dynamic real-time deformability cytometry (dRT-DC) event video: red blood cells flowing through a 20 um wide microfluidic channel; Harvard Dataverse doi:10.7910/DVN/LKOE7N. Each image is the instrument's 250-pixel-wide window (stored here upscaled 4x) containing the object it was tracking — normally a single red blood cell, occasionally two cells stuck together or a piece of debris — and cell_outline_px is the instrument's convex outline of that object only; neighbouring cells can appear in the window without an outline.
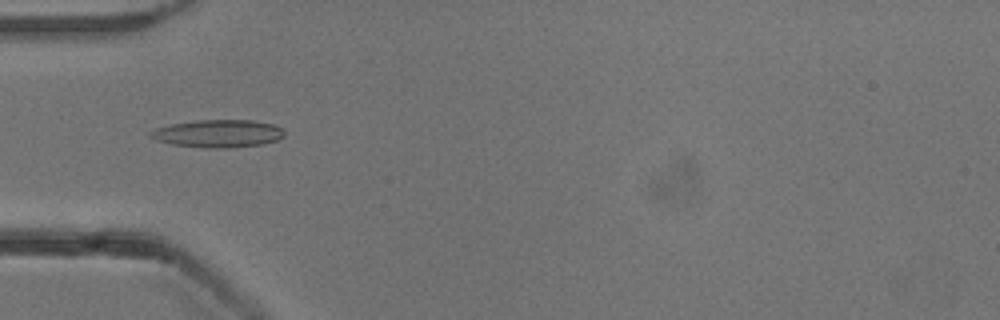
{"species": "common noctule bat (a hibernating species)", "species_latin": "Nyctalus noctula", "temperature_condition": "cold", "stored_images_in_passage": 37, "camera_frame_rate_fps": 3000, "um_per_image_px": 0.085, "animal": {"sex": "male", "body_mass_g": 13.3}, "frame": {"image": 1, "passage_image": 1, "time_ms": 0.0, "image_size_px": [1000, 320], "cell_outline_px": [[284, 136], [276, 140], [260, 144], [228, 148], [208, 148], [172, 144], [156, 140], [148, 136], [148, 132], [156, 128], [172, 124], [196, 120], [252, 120], [272, 124], [280, 128], [284, 132]], "centroid_in_image_um": [18.49, 11.35], "position_along_channel_um": 66.5, "area_um2": 21.44}}
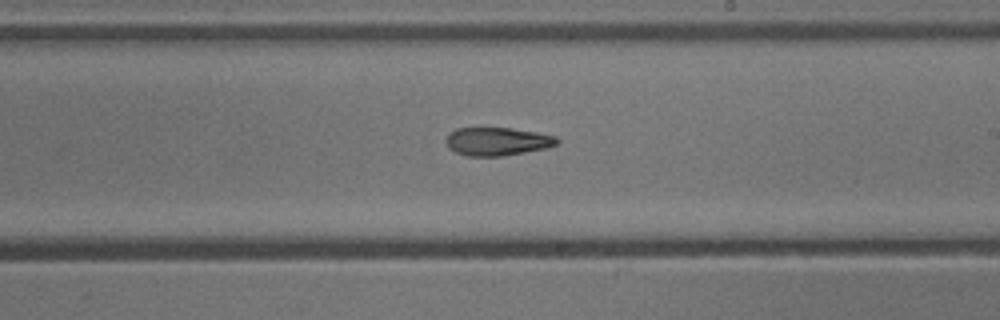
{"frame": {"image": 2, "passage_image": 15, "time_ms": 4.667, "image_size_px": [1000, 320], "cell_outline_px": [[560, 140], [556, 144], [548, 148], [500, 156], [468, 156], [456, 152], [448, 148], [448, 132], [456, 128], [512, 128], [536, 132], [556, 136]], "centroid_in_image_um": [42.29, 12.01], "position_along_channel_um": 246.7, "area_um2": 18.15}}
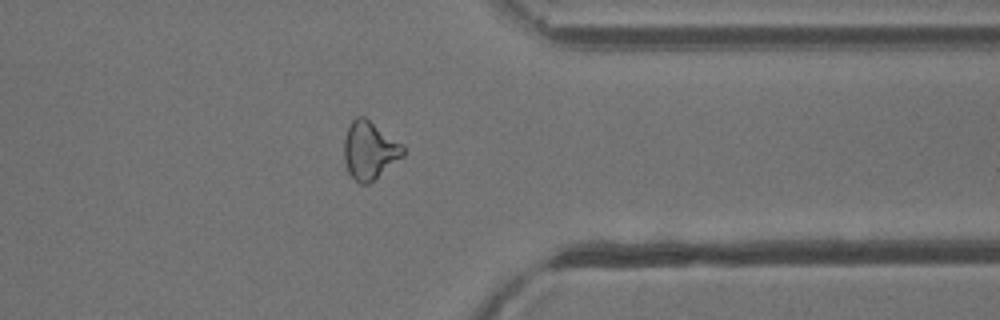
{"frame": {"image": 3, "passage_image": 26, "time_ms": 8.333, "image_size_px": [1000, 320], "cell_outline_px": [[404, 156], [368, 184], [360, 184], [348, 172], [344, 160], [344, 140], [348, 124], [356, 116], [364, 116], [404, 144]], "centroid_in_image_um": [31.42, 12.75], "position_along_channel_um": 380.0, "area_um2": 20.06}, "authors_computed_cell_mechanics": {"area_um2": 18.9584, "velocity_mm_per_s": 3.8541, "shape_relaxation_time_tau1_ms": 5.3113, "shape_relaxation_time_tau2_ms": 5.104, "deformation_change_tau1": 0.1624, "deformation_change_tau2": 0.1464}}